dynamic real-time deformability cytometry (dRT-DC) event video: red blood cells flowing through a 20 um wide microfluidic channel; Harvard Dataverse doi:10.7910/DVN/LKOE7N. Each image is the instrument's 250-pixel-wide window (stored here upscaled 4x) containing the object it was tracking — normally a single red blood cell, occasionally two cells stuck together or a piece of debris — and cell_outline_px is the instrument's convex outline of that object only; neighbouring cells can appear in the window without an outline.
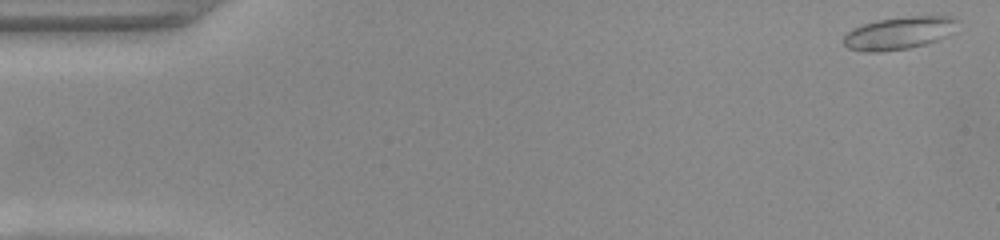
{"species": "common noctule bat (a hibernating species)", "species_latin": "Nyctalus noctula", "temperature_condition": "warm", "stored_images_in_passage": 49, "camera_frame_rate_fps": 3000, "um_per_image_px": 0.085, "animal": {"sex": "female", "body_mass_g": 22.0, "forearm_length_mm": 56.7}, "frame": {"image": 1, "passage_image": 1, "time_ms": 0.0, "image_size_px": [1000, 240], "cell_outline_px": [[960, 20], [948, 36], [924, 44], [908, 48], [884, 52], [864, 52], [848, 48], [840, 40], [852, 28], [876, 20], [908, 16], [952, 16]], "centroid_in_image_um": [76.39, 2.81], "position_along_channel_um": 8.6, "area_um2": 21.79}}
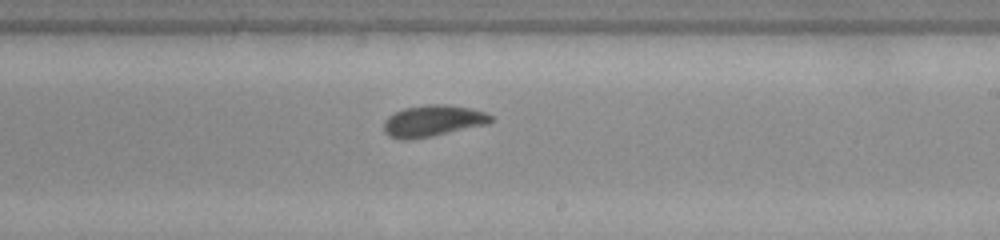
{"frame": {"image": 2, "passage_image": 29, "time_ms": 9.333, "image_size_px": [1000, 240], "cell_outline_px": [[492, 120], [488, 124], [432, 136], [408, 140], [400, 140], [388, 136], [384, 132], [384, 120], [388, 116], [404, 108], [428, 104], [448, 104], [468, 108], [484, 112], [492, 116]], "centroid_in_image_um": [36.76, 10.28], "position_along_channel_um": 252.2, "area_um2": 19.59}}
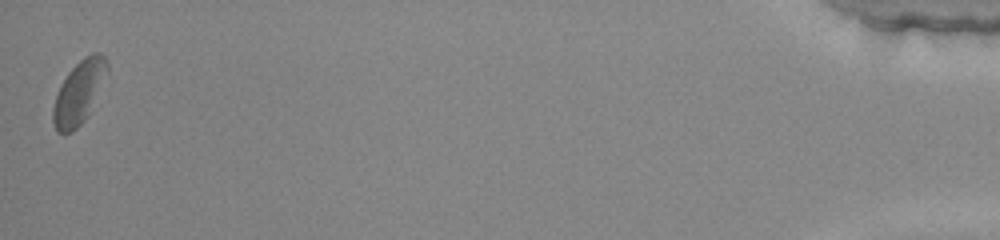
{"frame": {"image": 3, "passage_image": 49, "time_ms": 16.0, "image_size_px": [1000, 240], "cell_outline_px": [[108, 72], [88, 116], [72, 132], [64, 136], [56, 132], [52, 120], [52, 108], [56, 96], [68, 72], [84, 56], [92, 52], [100, 52], [104, 56], [108, 64]], "centroid_in_image_um": [6.71, 7.88], "position_along_channel_um": 428.5, "area_um2": 20.0}, "authors_computed_cell_mechanics": {"area_um2": 19.074, "velocity_mm_per_s": 4.0952, "shape_relaxation_time_tau1_ms": 4.32, "shape_relaxation_time_tau2_ms": 2.0334, "deformation_change_tau1": 0.1587, "deformation_change_tau2": 0.0763}}